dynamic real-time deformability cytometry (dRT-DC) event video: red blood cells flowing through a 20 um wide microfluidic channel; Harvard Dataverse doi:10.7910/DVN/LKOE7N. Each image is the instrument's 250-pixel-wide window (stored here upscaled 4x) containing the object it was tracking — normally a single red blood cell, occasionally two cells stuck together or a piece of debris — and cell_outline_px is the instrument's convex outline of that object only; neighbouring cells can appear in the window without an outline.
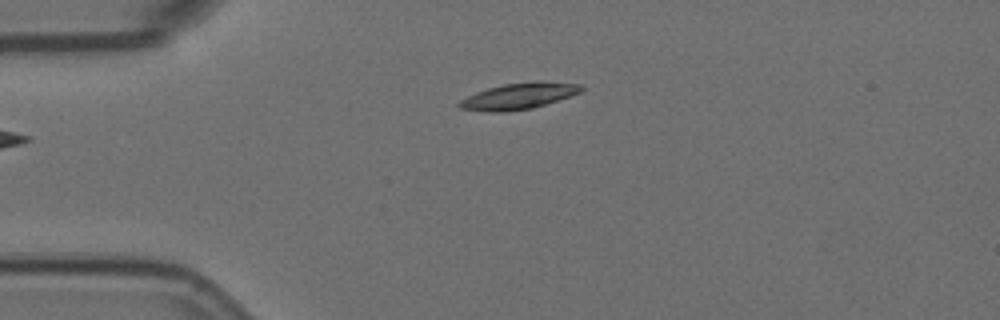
{"species": "Egyptian fruit bat (a non-hibernating species)", "species_latin": "Rousettus aegyptiacus", "temperature_condition": "room temperature", "stored_images_in_passage": 2, "camera_frame_rate_fps": 3000, "um_per_image_px": 0.085, "animal": {"sex": "female"}, "frame": {"image": 1, "passage_image": 2, "time_ms": 0.333, "image_size_px": [1000, 320], "cell_outline_px": [[584, 88], [580, 92], [572, 96], [532, 108], [504, 112], [488, 112], [460, 108], [456, 104], [460, 100], [476, 92], [488, 88], [504, 84], [536, 80], [540, 80], [580, 84]], "centroid_in_image_um": [44.11, 8.16], "position_along_channel_um": 40.9, "area_um2": 18.79}}